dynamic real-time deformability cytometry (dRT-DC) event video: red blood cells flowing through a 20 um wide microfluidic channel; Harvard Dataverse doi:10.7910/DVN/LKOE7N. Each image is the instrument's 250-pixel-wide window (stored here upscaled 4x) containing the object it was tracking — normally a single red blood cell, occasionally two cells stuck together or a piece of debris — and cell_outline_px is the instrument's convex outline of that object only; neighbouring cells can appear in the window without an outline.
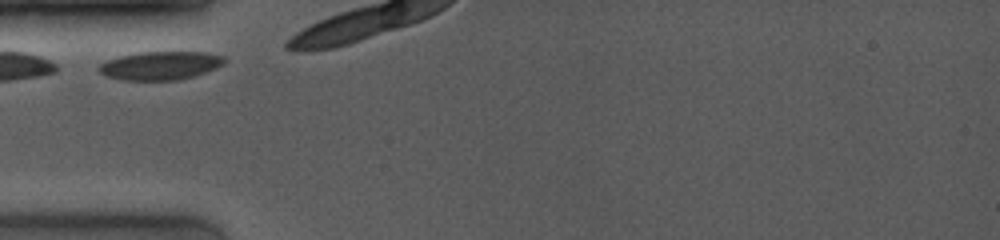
{"species": "common noctule bat (a hibernating species)", "species_latin": "Nyctalus noctula", "temperature_condition": "room temperature", "stored_images_in_passage": 5, "camera_frame_rate_fps": 4000, "um_per_image_px": 0.085, "animal": {"sex": "female", "body_mass_g": 19.0, "forearm_length_mm": 53.3}, "frame": {"image": 1, "passage_image": 1, "time_ms": 0.0, "image_size_px": [1000, 240], "cell_outline_px": [[228, 60], [224, 64], [216, 68], [196, 76], [176, 80], [120, 80], [108, 76], [100, 72], [96, 68], [100, 64], [108, 60], [120, 56], [140, 52], [208, 52], [224, 56]], "centroid_in_image_um": [13.68, 5.57], "position_along_channel_um": 71.3, "area_um2": 20.92}}